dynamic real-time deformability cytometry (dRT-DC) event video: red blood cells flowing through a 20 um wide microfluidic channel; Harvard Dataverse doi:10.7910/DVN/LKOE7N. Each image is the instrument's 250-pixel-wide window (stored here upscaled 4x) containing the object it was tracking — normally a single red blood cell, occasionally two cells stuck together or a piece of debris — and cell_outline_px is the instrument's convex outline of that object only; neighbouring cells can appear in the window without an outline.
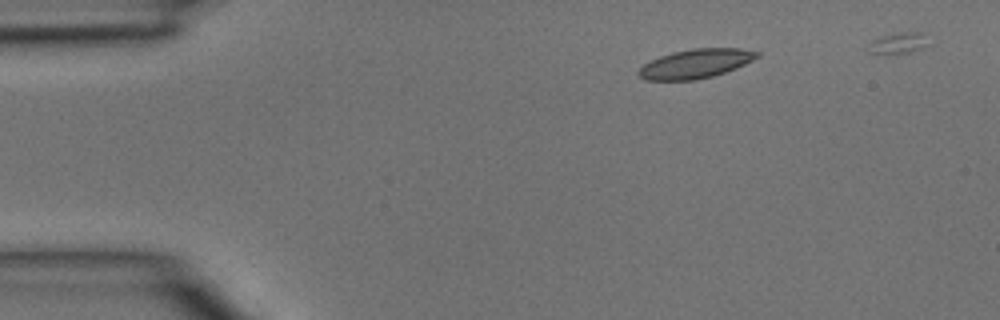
{"species": "common noctule bat (a hibernating species)", "species_latin": "Nyctalus noctula", "temperature_condition": "room temperature", "stored_images_in_passage": 4, "camera_frame_rate_fps": 3000, "um_per_image_px": 0.085, "animal": {"sex": "male", "body_mass_g": 15.6}, "frame": {"image": 1, "passage_image": 2, "time_ms": 0.333, "image_size_px": [1000, 320], "cell_outline_px": [[760, 56], [736, 68], [712, 76], [696, 80], [644, 80], [636, 72], [644, 64], [660, 56], [672, 52], [692, 48], [740, 48], [760, 52]], "centroid_in_image_um": [59.13, 5.41], "position_along_channel_um": 25.9, "area_um2": 20.06}}